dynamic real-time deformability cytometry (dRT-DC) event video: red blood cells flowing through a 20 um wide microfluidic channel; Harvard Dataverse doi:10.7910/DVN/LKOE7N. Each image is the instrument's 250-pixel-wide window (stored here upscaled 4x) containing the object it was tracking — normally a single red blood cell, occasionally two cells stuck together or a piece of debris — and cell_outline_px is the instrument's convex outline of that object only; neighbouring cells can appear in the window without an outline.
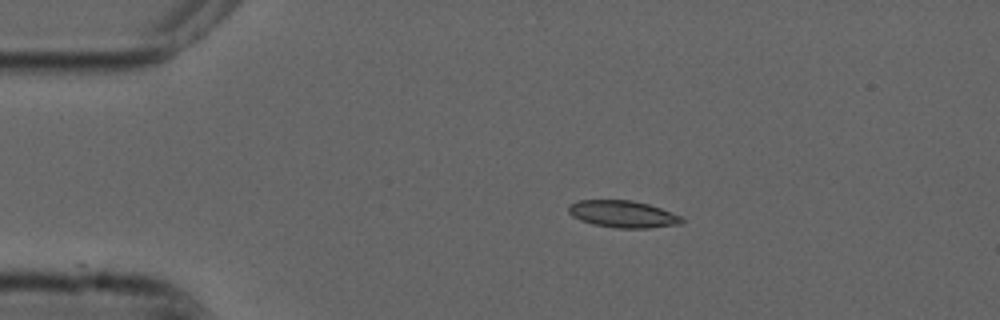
{"species": "common noctule bat (a hibernating species)", "species_latin": "Nyctalus noctula", "temperature_condition": "cold", "stored_images_in_passage": 13, "camera_frame_rate_fps": 3000, "um_per_image_px": 0.085, "animal": {"sex": "male", "forearm_length_mm": 52.5}, "frame": {"image": 1, "passage_image": 1, "time_ms": 0.0, "image_size_px": [1000, 320], "cell_outline_px": [[684, 220], [680, 224], [648, 228], [616, 228], [592, 224], [580, 220], [572, 216], [568, 212], [568, 204], [576, 200], [632, 200], [648, 204], [660, 208], [680, 216]], "centroid_in_image_um": [52.89, 18.19], "position_along_channel_um": 32.1, "area_um2": 17.86}}
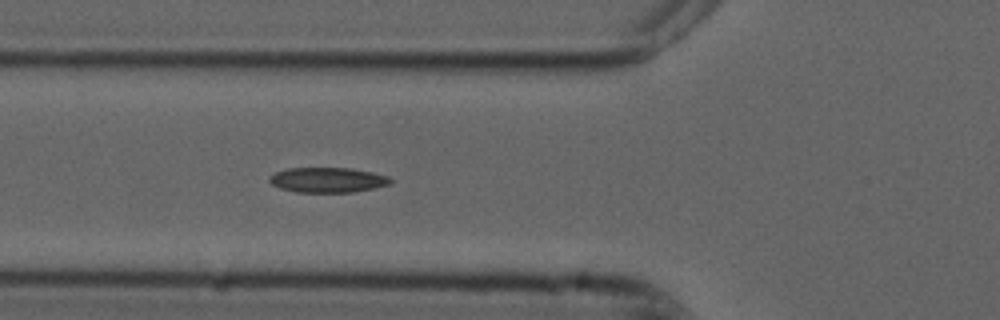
{"frame": {"image": 2, "passage_image": 10, "time_ms": 3.0, "image_size_px": [1000, 320], "cell_outline_px": [[392, 184], [376, 188], [352, 192], [296, 192], [280, 188], [272, 184], [268, 180], [268, 176], [276, 172], [288, 168], [352, 168], [372, 172], [388, 176], [392, 180]], "centroid_in_image_um": [27.87, 15.29], "position_along_channel_um": 97.9, "area_um2": 17.8}}
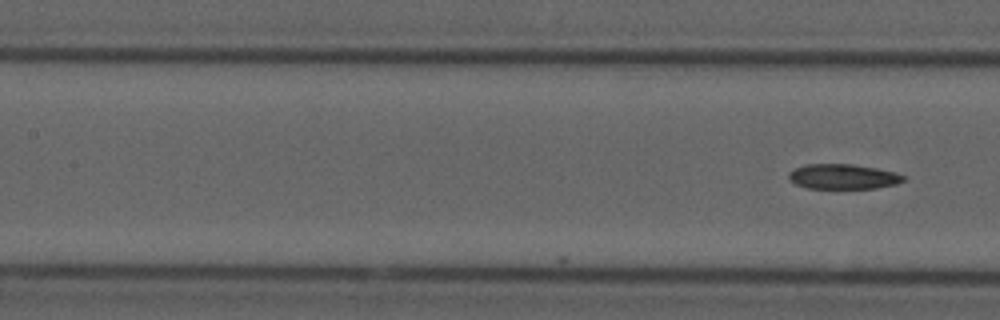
{"frame": {"image": 3, "passage_image": 13, "time_ms": 4.0, "image_size_px": [1000, 320], "cell_outline_px": [[908, 176], [904, 180], [896, 184], [876, 188], [808, 188], [796, 184], [788, 180], [788, 172], [796, 168], [808, 164], [852, 164], [876, 168]], "centroid_in_image_um": [71.65, 15.01], "position_along_channel_um": 135.8, "area_um2": 16.65}}